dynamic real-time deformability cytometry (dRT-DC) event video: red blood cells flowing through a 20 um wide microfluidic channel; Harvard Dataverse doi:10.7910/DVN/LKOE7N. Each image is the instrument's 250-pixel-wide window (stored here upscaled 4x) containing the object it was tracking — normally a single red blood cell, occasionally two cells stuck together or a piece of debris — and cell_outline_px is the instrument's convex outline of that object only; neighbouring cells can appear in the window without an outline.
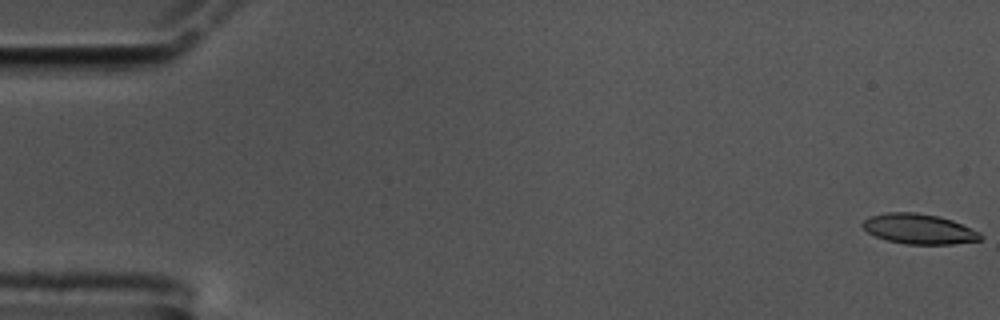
{"species": "common noctule bat (a hibernating species)", "species_latin": "Nyctalus noctula", "temperature_condition": "cold", "stored_images_in_passage": 59, "camera_frame_rate_fps": 3000, "um_per_image_px": 0.085, "animal": {"sex": "male", "body_mass_g": 17.5, "forearm_length_mm": 52.3}, "frame": {"image": 1, "passage_image": 1, "time_ms": 0.0, "image_size_px": [1000, 320], "cell_outline_px": [[984, 236], [980, 240], [952, 244], [908, 244], [888, 240], [876, 236], [868, 232], [860, 224], [868, 216], [888, 212], [916, 212], [940, 216], [952, 220], [980, 232]], "centroid_in_image_um": [78.12, 19.45], "position_along_channel_um": 6.9, "area_um2": 20.69}}
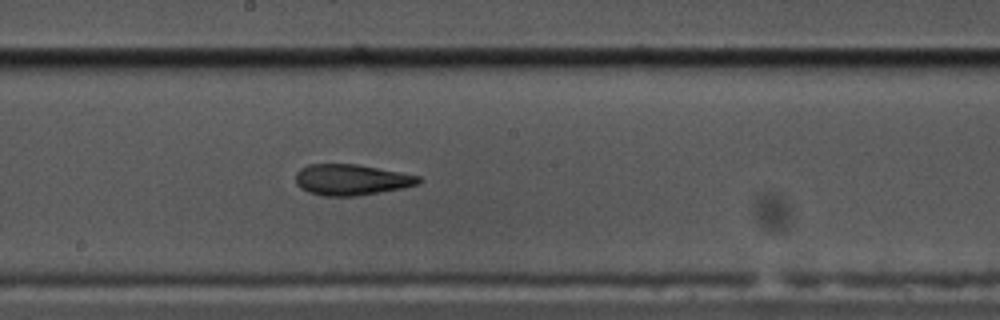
{"frame": {"image": 2, "passage_image": 32, "time_ms": 10.333, "image_size_px": [1000, 320], "cell_outline_px": [[424, 180], [420, 184], [404, 188], [356, 196], [324, 196], [308, 192], [300, 188], [296, 184], [296, 172], [300, 168], [308, 164], [356, 164], [400, 172], [420, 176]], "centroid_in_image_um": [29.88, 15.28], "position_along_channel_um": 218.3, "area_um2": 22.37}}
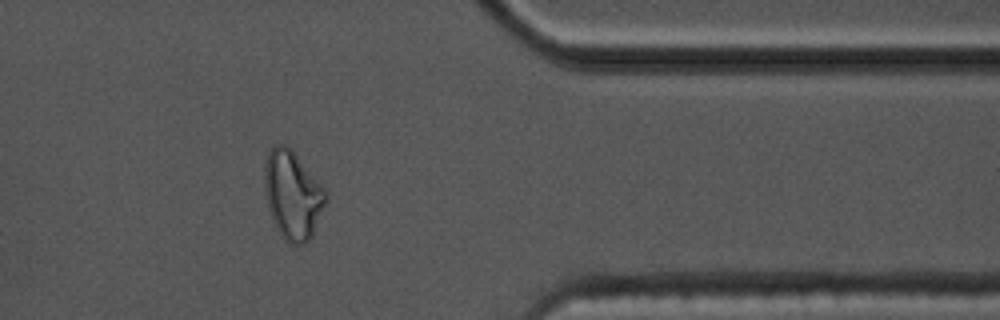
{"frame": {"image": 3, "passage_image": 48, "time_ms": 15.667, "image_size_px": [1000, 320], "cell_outline_px": [[328, 200], [312, 236], [304, 244], [288, 244], [284, 240], [276, 228], [272, 220], [268, 208], [264, 192], [264, 164], [268, 152], [276, 144], [284, 144], [292, 148], [324, 188], [328, 196]], "centroid_in_image_um": [24.87, 16.58], "position_along_channel_um": 386.5, "area_um2": 31.96}, "authors_computed_cell_mechanics": {"area_um2": 22.3108, "velocity_mm_per_s": 3.4514, "shape_relaxation_time_tau1_ms": 9.6346, "shape_relaxation_time_tau2_ms": 3.2025, "deformation_change_tau1": 0.267, "deformation_change_tau2": 0.123}}